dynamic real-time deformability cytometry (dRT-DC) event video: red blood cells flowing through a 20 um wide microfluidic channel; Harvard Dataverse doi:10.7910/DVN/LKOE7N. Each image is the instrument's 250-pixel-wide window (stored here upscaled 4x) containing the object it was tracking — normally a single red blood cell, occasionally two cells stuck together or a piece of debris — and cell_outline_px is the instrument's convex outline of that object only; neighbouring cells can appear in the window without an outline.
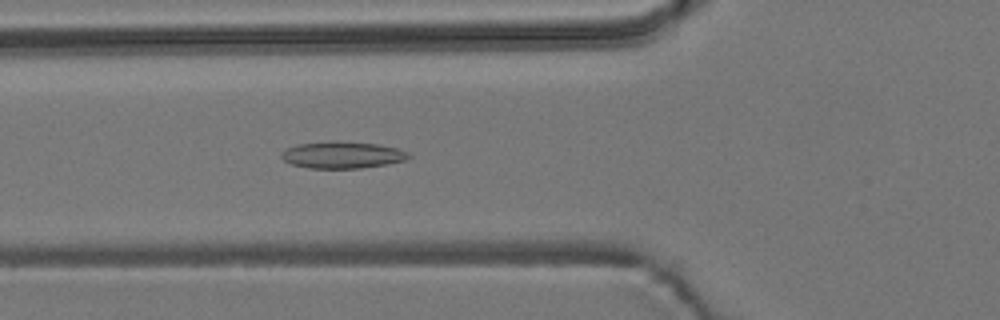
{"species": "common noctule bat (a hibernating species)", "species_latin": "Nyctalus noctula", "temperature_condition": "room temperature", "stored_images_in_passage": 56, "camera_frame_rate_fps": 3000, "um_per_image_px": 0.085, "animal": {"sex": "male", "body_mass_g": 19.2, "forearm_length_mm": 51.8}, "frame": {"image": 1, "passage_image": 20, "time_ms": 6.333, "image_size_px": [1000, 320], "cell_outline_px": [[396, 160], [380, 164], [348, 168], [320, 168], [296, 164], [288, 160], [296, 148], [308, 144], [368, 144], [388, 148]], "centroid_in_image_um": [28.97, 13.23], "position_along_channel_um": 96.8, "area_um2": 15.26}}
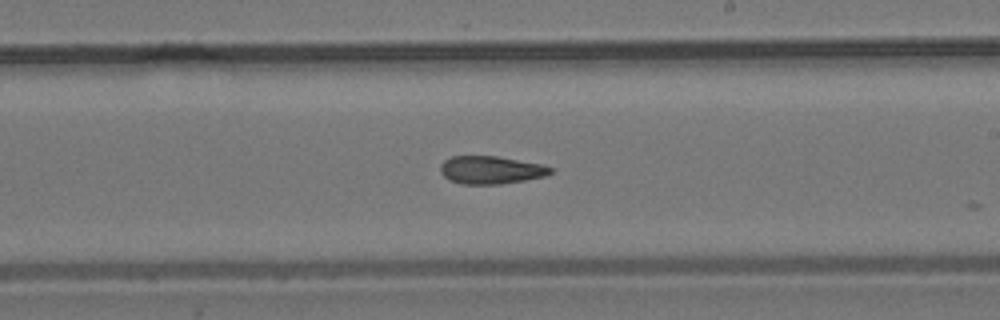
{"frame": {"image": 2, "passage_image": 32, "time_ms": 10.333, "image_size_px": [1000, 320], "cell_outline_px": [[552, 172], [540, 176], [516, 180], [476, 184], [456, 180], [448, 176], [444, 172], [444, 164], [448, 160], [456, 156], [488, 156], [512, 160], [532, 164], [548, 168]], "centroid_in_image_um": [41.69, 14.42], "position_along_channel_um": 247.3, "area_um2": 15.37}}
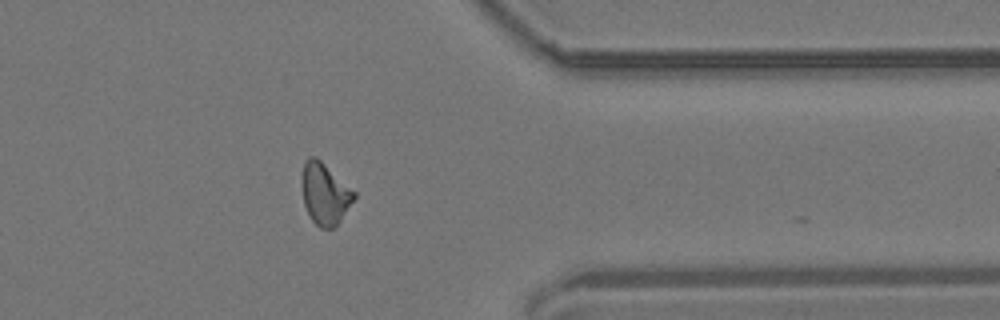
{"frame": {"image": 3, "passage_image": 44, "time_ms": 14.333, "image_size_px": [1000, 320], "cell_outline_px": [[356, 196], [336, 220], [328, 228], [316, 224], [308, 212], [304, 200], [304, 168], [308, 160], [316, 160], [352, 192]], "centroid_in_image_um": [27.58, 16.53], "position_along_channel_um": 383.8, "area_um2": 15.78}, "authors_computed_cell_mechanics": {"area_um2": 15.2881, "velocity_mm_per_s": 3.7509, "shape_relaxation_time_tau1_ms": null, "shape_relaxation_time_tau2_ms": 5.3649, "deformation_change_tau1": null, "deformation_change_tau2": 0.1561}}